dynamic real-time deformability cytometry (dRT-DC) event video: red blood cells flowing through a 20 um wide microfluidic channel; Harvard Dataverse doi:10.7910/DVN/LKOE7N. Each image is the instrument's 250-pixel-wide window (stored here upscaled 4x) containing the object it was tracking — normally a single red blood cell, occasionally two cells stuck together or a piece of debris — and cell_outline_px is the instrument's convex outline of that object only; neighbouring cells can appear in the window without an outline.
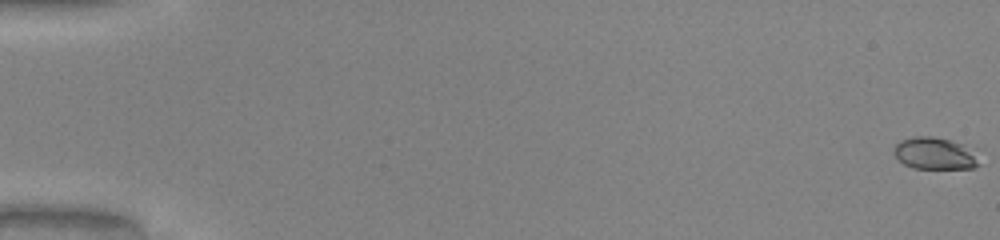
{"species": "common noctule bat (a hibernating species)", "species_latin": "Nyctalus noctula", "temperature_condition": "warm", "stored_images_in_passage": 52, "camera_frame_rate_fps": 3000, "um_per_image_px": 0.085, "animal": {"sex": "male", "body_mass_g": 20.0, "forearm_length_mm": 53.3}, "frame": {"image": 1, "passage_image": 1, "time_ms": 0.0, "image_size_px": [1000, 240], "cell_outline_px": [[980, 164], [976, 168], [912, 168], [904, 164], [892, 152], [892, 148], [900, 140], [912, 136], [932, 136], [952, 140], [976, 148]], "centroid_in_image_um": [79.51, 13.02], "position_along_channel_um": 5.5, "area_um2": 16.42}}
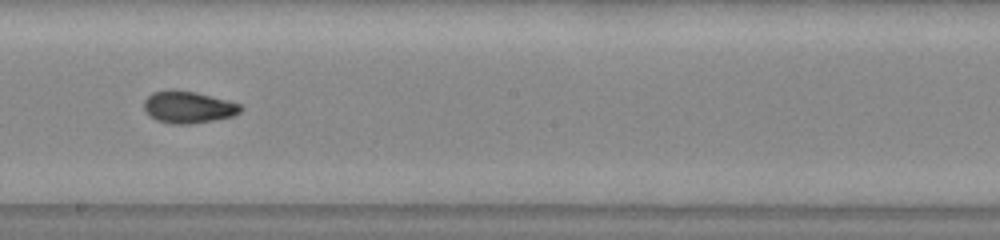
{"frame": {"image": 2, "passage_image": 31, "time_ms": 10.0, "image_size_px": [1000, 240], "cell_outline_px": [[244, 108], [240, 112], [232, 116], [212, 120], [188, 124], [172, 124], [156, 120], [148, 116], [144, 108], [144, 100], [152, 92], [172, 88], [196, 92], [228, 100], [240, 104]], "centroid_in_image_um": [15.97, 9.09], "position_along_channel_um": 232.2, "area_um2": 18.21}}
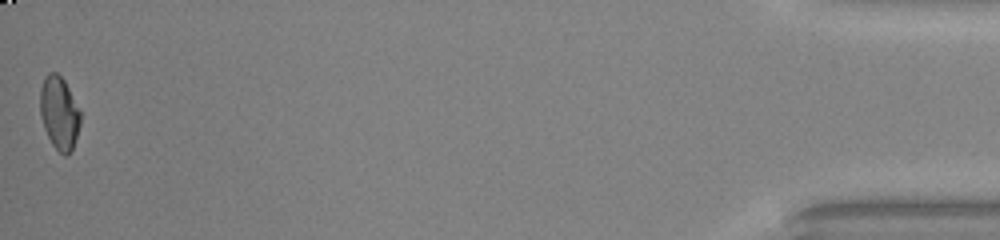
{"frame": {"image": 3, "passage_image": 52, "time_ms": 17.0, "image_size_px": [1000, 240], "cell_outline_px": [[80, 124], [72, 148], [68, 156], [64, 156], [52, 144], [44, 128], [40, 116], [40, 88], [44, 76], [48, 72], [56, 72], [64, 80], [80, 112]], "centroid_in_image_um": [5.01, 9.59], "position_along_channel_um": 430.2, "area_um2": 16.99}, "authors_computed_cell_mechanics": {"area_um2": 17.2822, "velocity_mm_per_s": 4.1313, "shape_relaxation_time_tau1_ms": 5.1819, "shape_relaxation_time_tau2_ms": 1.4359, "deformation_change_tau1": 0.1489, "deformation_change_tau2": 0.0468}}